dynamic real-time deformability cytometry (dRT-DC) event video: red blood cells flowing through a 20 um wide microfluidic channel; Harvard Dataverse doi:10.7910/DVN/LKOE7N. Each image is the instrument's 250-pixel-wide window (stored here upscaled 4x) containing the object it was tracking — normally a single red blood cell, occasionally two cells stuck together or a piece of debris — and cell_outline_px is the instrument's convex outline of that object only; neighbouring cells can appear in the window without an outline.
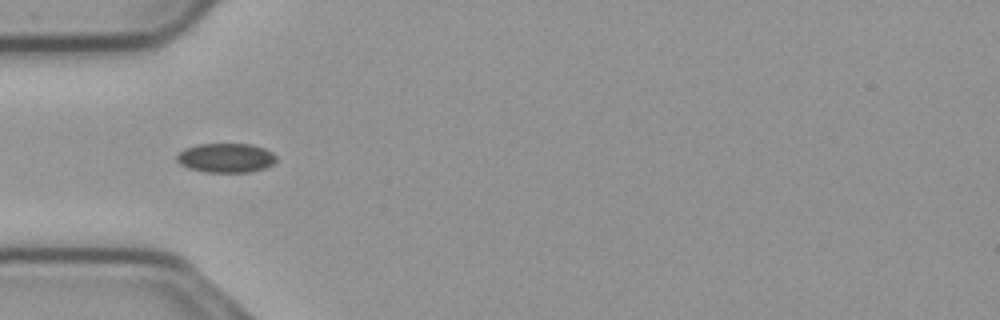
{"species": "common noctule bat (a hibernating species)", "species_latin": "Nyctalus noctula", "temperature_condition": "cold", "stored_images_in_passage": 26, "camera_frame_rate_fps": 3000, "um_per_image_px": 0.085, "animal": {"sex": "male", "body_mass_g": 23.1, "forearm_length_mm": 52.7}, "frame": {"image": 1, "passage_image": 4, "time_ms": 1.0, "image_size_px": [1000, 320], "cell_outline_px": [[276, 160], [272, 164], [264, 168], [248, 172], [208, 172], [188, 168], [180, 164], [176, 160], [176, 156], [184, 148], [200, 144], [252, 144], [264, 148], [272, 152], [276, 156]], "centroid_in_image_um": [19.2, 13.41], "position_along_channel_um": 65.8, "area_um2": 16.94}}
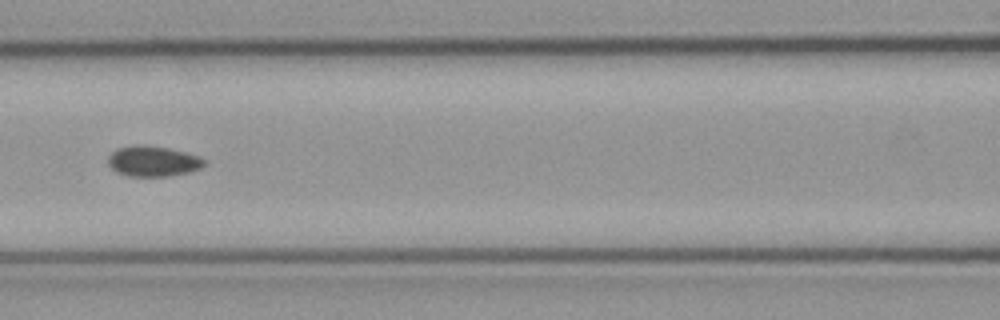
{"frame": {"image": 2, "passage_image": 11, "time_ms": 3.333, "image_size_px": [1000, 320], "cell_outline_px": [[208, 164], [200, 168], [188, 172], [168, 176], [128, 176], [116, 172], [108, 164], [108, 156], [116, 148], [132, 144], [144, 144], [168, 148], [200, 156], [208, 160]], "centroid_in_image_um": [13.01, 13.69], "position_along_channel_um": 153.6, "area_um2": 17.4}}
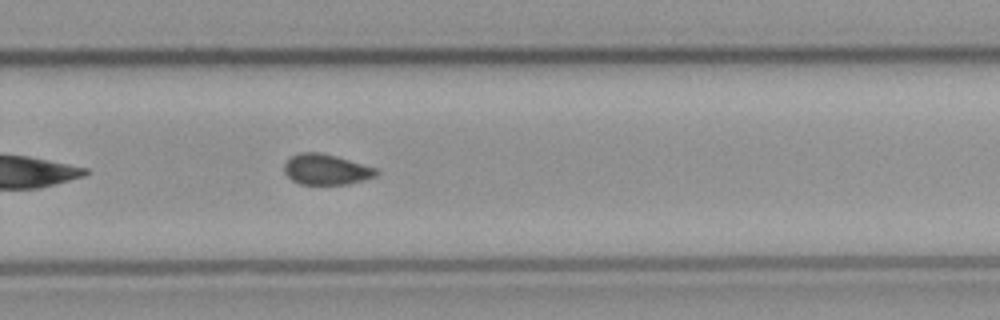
{"frame": {"image": 3, "passage_image": 23, "time_ms": 7.333, "image_size_px": [1000, 320], "cell_outline_px": [[380, 172], [376, 176], [364, 180], [348, 184], [300, 184], [292, 180], [284, 172], [284, 164], [292, 156], [300, 152], [320, 152], [336, 156], [376, 168]], "centroid_in_image_um": [27.73, 14.4], "position_along_channel_um": 302.1, "area_um2": 16.36}}